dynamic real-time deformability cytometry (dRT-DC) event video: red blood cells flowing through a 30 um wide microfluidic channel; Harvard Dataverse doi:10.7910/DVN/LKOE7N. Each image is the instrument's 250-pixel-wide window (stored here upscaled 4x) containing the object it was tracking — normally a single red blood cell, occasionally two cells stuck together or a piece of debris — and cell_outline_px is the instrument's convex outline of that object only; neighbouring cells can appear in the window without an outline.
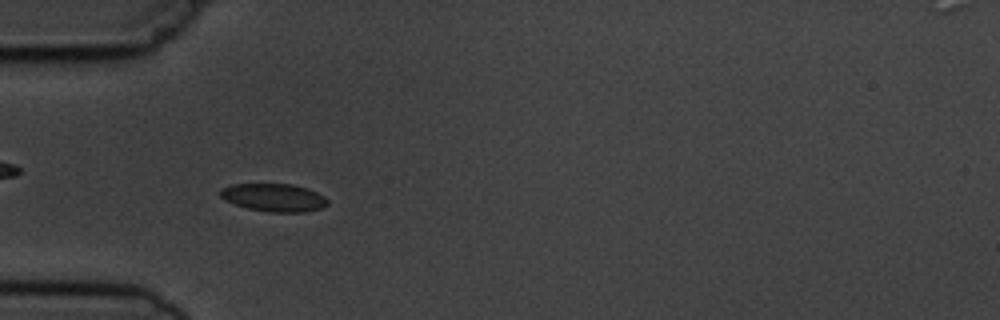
{"species": "common noctule bat (a hibernating species)", "species_latin": "Nyctalus noctula", "temperature_condition": "cold", "stored_images_in_passage": 10, "camera_frame_rate_fps": 3000, "um_per_image_px": 0.085, "animal": {"sex": "male", "body_mass_g": 19.5, "forearm_length_mm": 54.6}, "frame": {"image": 1, "passage_image": 5, "time_ms": 5.333, "image_size_px": [1000, 320], "cell_outline_px": [[328, 204], [320, 208], [304, 212], [268, 212], [248, 208], [236, 204], [220, 196], [220, 188], [232, 184], [292, 184], [308, 188], [324, 196], [328, 200]], "centroid_in_image_um": [23.3, 16.78], "position_along_channel_um": 61.7, "area_um2": 17.34}}
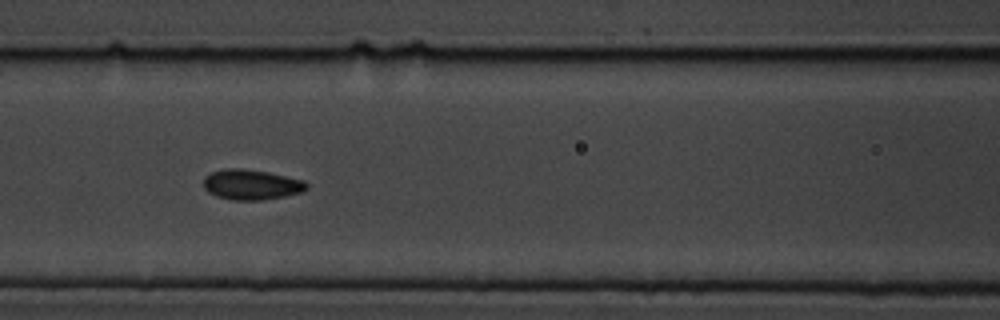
{"frame": {"image": 2, "passage_image": 7, "time_ms": 7.667, "image_size_px": [1000, 320], "cell_outline_px": [[308, 188], [304, 192], [264, 200], [232, 200], [216, 196], [208, 192], [204, 188], [204, 176], [212, 172], [224, 168], [244, 168], [268, 172], [304, 180], [308, 184]], "centroid_in_image_um": [21.38, 15.69], "position_along_channel_um": 145.2, "area_um2": 18.38}}
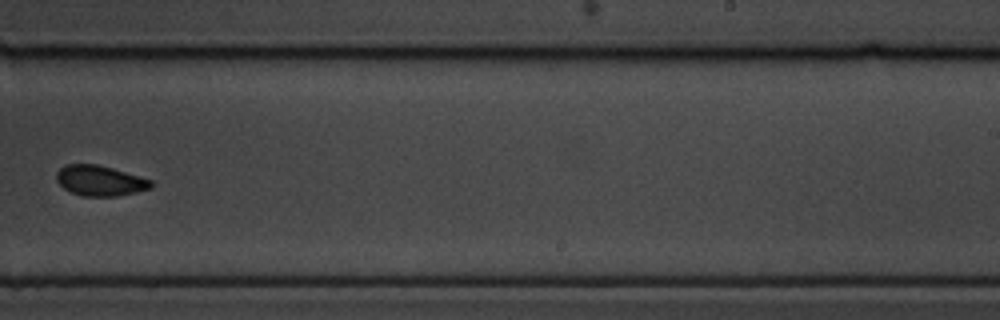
{"frame": {"image": 3, "passage_image": 10, "time_ms": 11.333, "image_size_px": [1000, 320], "cell_outline_px": [[152, 188], [136, 192], [116, 196], [80, 196], [64, 188], [56, 180], [56, 172], [64, 164], [96, 164], [112, 168], [152, 180]], "centroid_in_image_um": [8.48, 15.35], "position_along_channel_um": 280.5, "area_um2": 16.7}}